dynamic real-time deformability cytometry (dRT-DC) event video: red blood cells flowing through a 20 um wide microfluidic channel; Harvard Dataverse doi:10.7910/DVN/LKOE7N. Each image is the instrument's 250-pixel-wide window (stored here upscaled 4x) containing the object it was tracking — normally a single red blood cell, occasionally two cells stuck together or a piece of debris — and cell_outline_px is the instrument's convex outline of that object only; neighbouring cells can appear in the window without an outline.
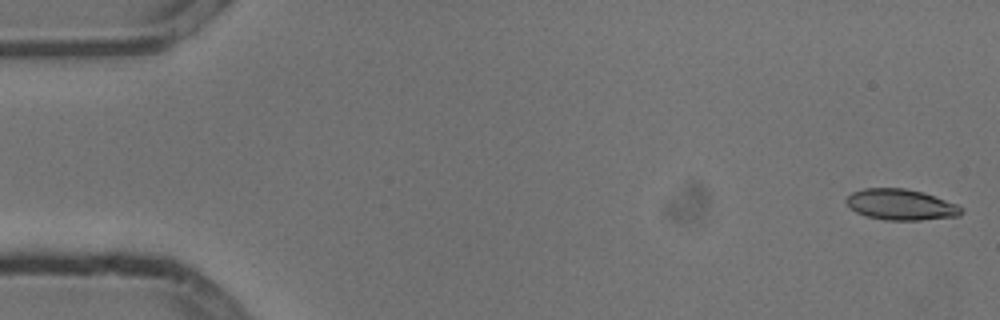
{"species": "common noctule bat (a hibernating species)", "species_latin": "Nyctalus noctula", "temperature_condition": "cold", "stored_images_in_passage": 5, "camera_frame_rate_fps": 3000, "um_per_image_px": 0.085, "animal": {"sex": "male", "body_mass_g": 13.3}, "frame": {"image": 1, "passage_image": 1, "time_ms": 0.0, "image_size_px": [1000, 320], "cell_outline_px": [[964, 212], [960, 216], [920, 220], [884, 220], [868, 216], [856, 212], [844, 200], [852, 192], [864, 188], [904, 188], [924, 192], [956, 204], [964, 208]], "centroid_in_image_um": [76.61, 17.39], "position_along_channel_um": 8.4, "area_um2": 20.75}}
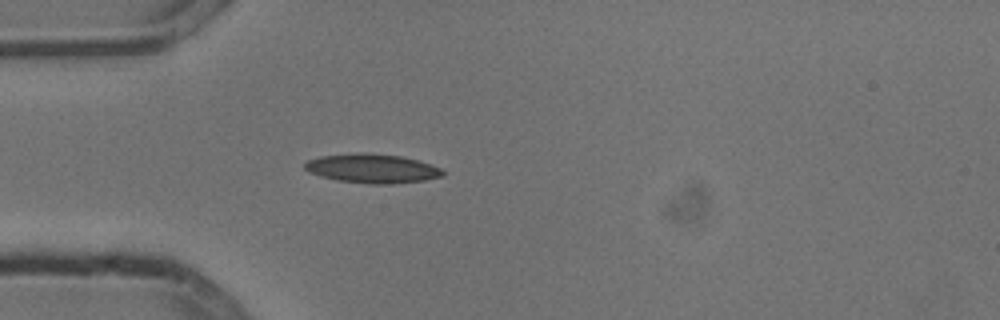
{"frame": {"image": 2, "passage_image": 5, "time_ms": 1.333, "image_size_px": [1000, 320], "cell_outline_px": [[444, 176], [424, 180], [392, 184], [372, 184], [336, 180], [320, 176], [308, 172], [304, 168], [304, 164], [308, 160], [320, 156], [360, 152], [400, 156], [416, 160], [440, 168], [444, 172]], "centroid_in_image_um": [31.6, 14.32], "position_along_channel_um": 53.4, "area_um2": 23.29}}